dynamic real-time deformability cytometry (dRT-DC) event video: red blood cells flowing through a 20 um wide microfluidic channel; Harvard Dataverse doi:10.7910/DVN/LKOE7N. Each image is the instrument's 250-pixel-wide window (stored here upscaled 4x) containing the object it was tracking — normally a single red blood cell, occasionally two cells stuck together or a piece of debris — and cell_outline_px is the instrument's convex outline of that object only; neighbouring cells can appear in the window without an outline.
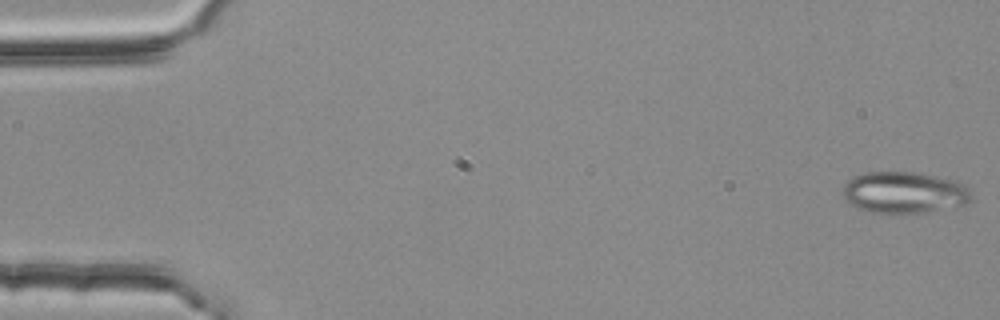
{"species": "common noctule bat (a hibernating species)", "species_latin": "Nyctalus noctula", "temperature_condition": "room temperature", "stored_images_in_passage": 54, "segment_of_instrument_passage": [1, 2], "camera_frame_rate_fps": 3000, "um_per_image_px": 0.085, "animal": {"sex": "female", "body_mass_g": 25.1}, "frame": {"image": 1, "passage_image": 1, "time_ms": 0.0, "image_size_px": [1000, 320], "cell_outline_px": [[972, 200], [968, 204], [924, 212], [888, 216], [868, 212], [856, 208], [844, 200], [844, 184], [852, 176], [864, 172], [916, 172], [964, 184], [972, 192]], "centroid_in_image_um": [76.8, 16.4], "position_along_channel_um": 8.2, "area_um2": 31.73}}